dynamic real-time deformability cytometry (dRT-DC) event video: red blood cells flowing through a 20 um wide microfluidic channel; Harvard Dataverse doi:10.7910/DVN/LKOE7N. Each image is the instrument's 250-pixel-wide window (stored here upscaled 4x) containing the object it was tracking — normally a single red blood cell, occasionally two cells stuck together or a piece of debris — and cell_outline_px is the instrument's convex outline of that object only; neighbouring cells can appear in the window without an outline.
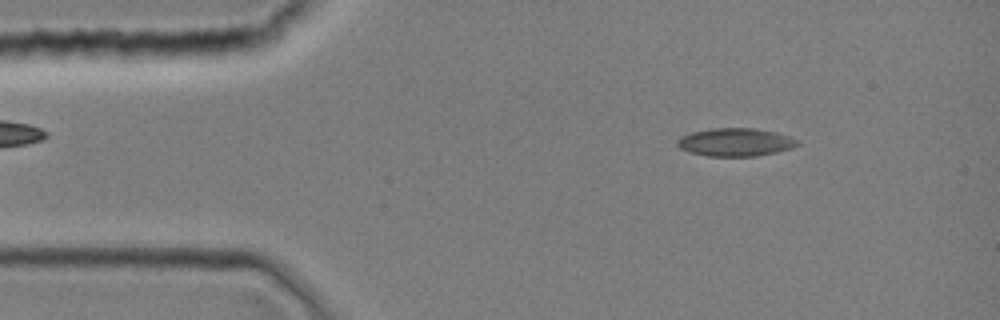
{"species": "common noctule bat (a hibernating species)", "species_latin": "Nyctalus noctula", "temperature_condition": "room temperature", "stored_images_in_passage": 42, "camera_frame_rate_fps": 3000, "um_per_image_px": 0.085, "animal": {"sex": "female", "body_mass_g": 19.0, "forearm_length_mm": 51.5}, "frame": {"image": 1, "passage_image": 5, "time_ms": 1.333, "image_size_px": [1000, 320], "cell_outline_px": [[800, 144], [792, 148], [776, 152], [756, 156], [708, 156], [688, 152], [680, 148], [676, 144], [676, 140], [680, 136], [692, 132], [712, 128], [752, 128], [776, 132], [800, 140]], "centroid_in_image_um": [62.5, 12.08], "position_along_channel_um": 22.5, "area_um2": 19.77}}
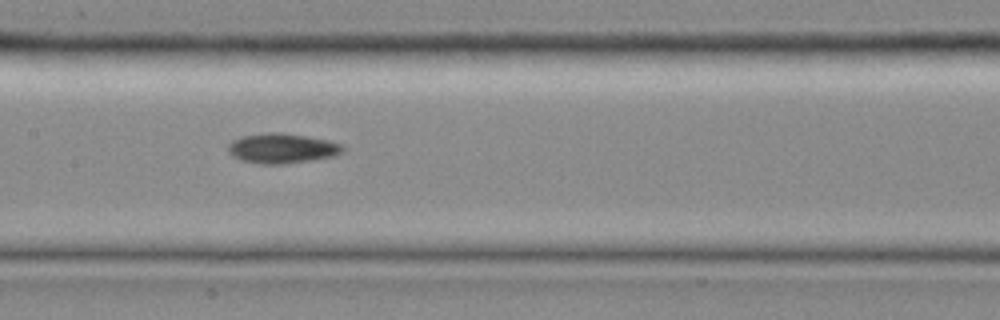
{"frame": {"image": 2, "passage_image": 20, "time_ms": 6.333, "image_size_px": [1000, 320], "cell_outline_px": [[344, 152], [332, 156], [312, 160], [284, 164], [260, 164], [244, 160], [232, 156], [228, 152], [228, 144], [232, 140], [240, 136], [268, 132], [280, 132], [328, 140], [344, 144]], "centroid_in_image_um": [23.97, 12.6], "position_along_channel_um": 183.4, "area_um2": 20.06}}
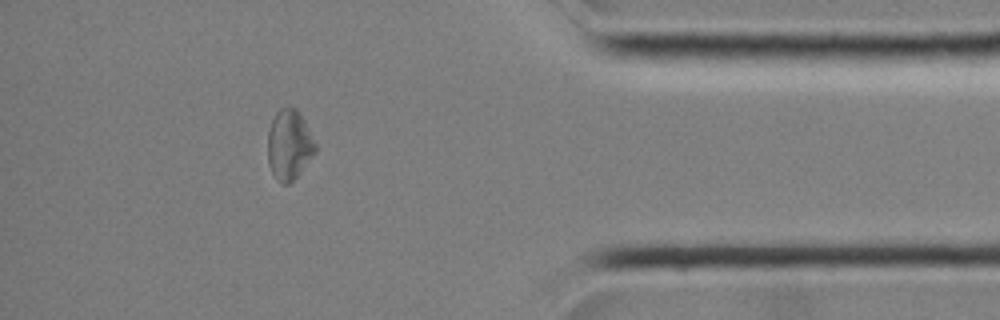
{"frame": {"image": 3, "passage_image": 37, "time_ms": 12.0, "image_size_px": [1000, 320], "cell_outline_px": [[316, 152], [300, 172], [288, 184], [280, 184], [276, 180], [268, 164], [268, 132], [272, 120], [276, 112], [280, 108], [288, 104], [296, 108], [300, 112], [316, 144]], "centroid_in_image_um": [24.57, 12.28], "position_along_channel_um": 410.6, "area_um2": 19.59}}